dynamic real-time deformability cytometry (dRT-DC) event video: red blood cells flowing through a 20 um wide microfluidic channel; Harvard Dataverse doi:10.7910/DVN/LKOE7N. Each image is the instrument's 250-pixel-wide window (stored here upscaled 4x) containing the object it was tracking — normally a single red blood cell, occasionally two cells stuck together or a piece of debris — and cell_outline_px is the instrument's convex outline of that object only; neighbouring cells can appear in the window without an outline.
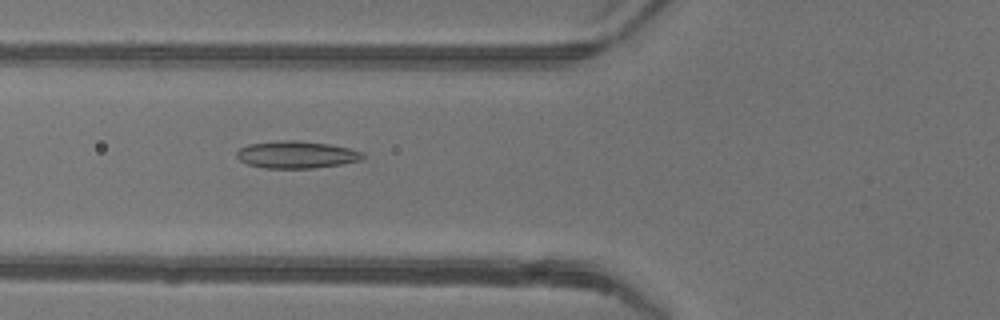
{"species": "common noctule bat (a hibernating species)", "species_latin": "Nyctalus noctula", "temperature_condition": "warm", "stored_images_in_passage": 50, "camera_frame_rate_fps": 3000, "um_per_image_px": 0.085, "animal": {"sex": "female"}, "frame": {"image": 1, "passage_image": 20, "time_ms": 6.333, "image_size_px": [1000, 320], "cell_outline_px": [[364, 156], [360, 160], [340, 164], [312, 168], [264, 168], [248, 164], [240, 160], [236, 156], [236, 152], [240, 148], [248, 144], [276, 140], [296, 140], [328, 144], [348, 148], [364, 152]], "centroid_in_image_um": [25.16, 13.14], "position_along_channel_um": 100.6, "area_um2": 19.94}}
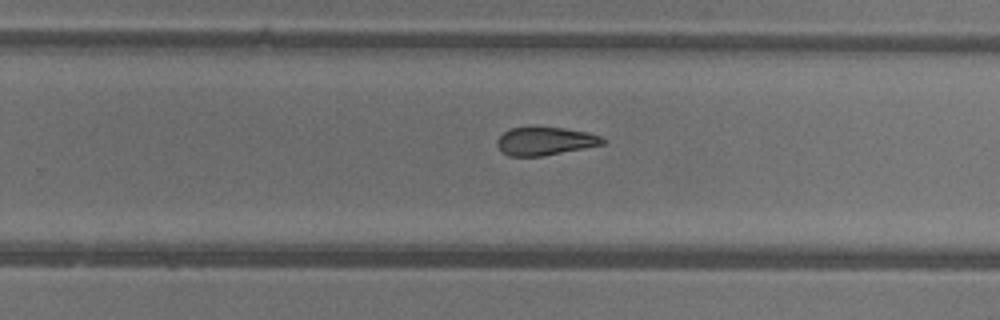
{"frame": {"image": 2, "passage_image": 33, "time_ms": 10.667, "image_size_px": [1000, 320], "cell_outline_px": [[608, 140], [604, 144], [544, 156], [508, 156], [496, 144], [496, 140], [504, 132], [512, 128], [532, 124], [564, 128], [588, 132], [600, 136]], "centroid_in_image_um": [46.34, 11.95], "position_along_channel_um": 283.5, "area_um2": 17.86}}
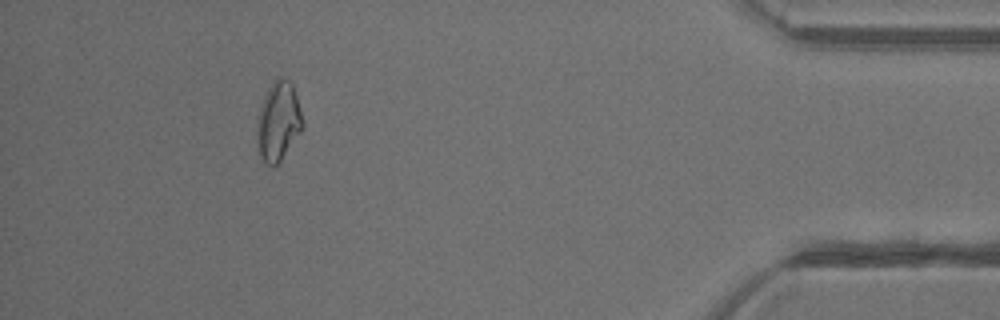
{"frame": {"image": 3, "passage_image": 46, "time_ms": 15.0, "image_size_px": [1000, 320], "cell_outline_px": [[304, 128], [280, 160], [272, 168], [264, 164], [260, 156], [256, 140], [256, 128], [260, 108], [264, 96], [268, 88], [276, 76], [284, 76], [292, 84], [296, 96], [304, 124]], "centroid_in_image_um": [23.64, 10.32], "position_along_channel_um": 411.6, "area_um2": 21.21}, "authors_computed_cell_mechanics": {"area_um2": 19.8543, "velocity_mm_per_s": 4.2154, "shape_relaxation_time_tau1_ms": null, "shape_relaxation_time_tau2_ms": 3.0545, "deformation_change_tau1": null, "deformation_change_tau2": 0.1078}}